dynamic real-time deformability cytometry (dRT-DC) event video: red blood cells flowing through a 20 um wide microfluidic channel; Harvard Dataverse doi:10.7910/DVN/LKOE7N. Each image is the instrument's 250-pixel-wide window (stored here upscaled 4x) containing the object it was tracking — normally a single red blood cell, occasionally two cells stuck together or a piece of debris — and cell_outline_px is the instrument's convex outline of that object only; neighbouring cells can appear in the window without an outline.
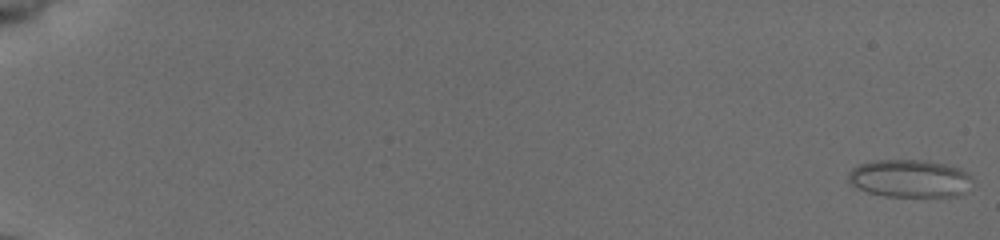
{"species": "common noctule bat (a hibernating species)", "species_latin": "Nyctalus noctula", "temperature_condition": "cold", "stored_images_in_passage": 56, "camera_frame_rate_fps": 3000, "um_per_image_px": 0.085, "animal": {"sex": "female", "body_mass_g": 19.5, "forearm_length_mm": 54.1}, "frame": {"image": 1, "passage_image": 1, "time_ms": 0.0, "image_size_px": [1000, 240], "cell_outline_px": [[972, 176], [960, 192], [956, 196], [884, 196], [868, 192], [852, 184], [848, 180], [848, 172], [852, 168], [860, 164], [876, 160], [928, 160], [960, 168]], "centroid_in_image_um": [77.25, 15.15], "position_along_channel_um": 7.7, "area_um2": 26.76}}
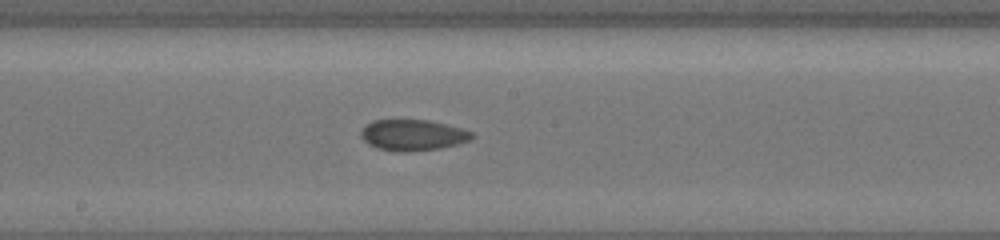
{"frame": {"image": 2, "passage_image": 33, "time_ms": 10.667, "image_size_px": [1000, 240], "cell_outline_px": [[476, 136], [468, 140], [456, 144], [440, 148], [408, 152], [396, 152], [376, 148], [368, 144], [360, 136], [360, 132], [372, 120], [428, 120], [460, 128], [472, 132]], "centroid_in_image_um": [35.06, 11.49], "position_along_channel_um": 213.1, "area_um2": 19.94}}
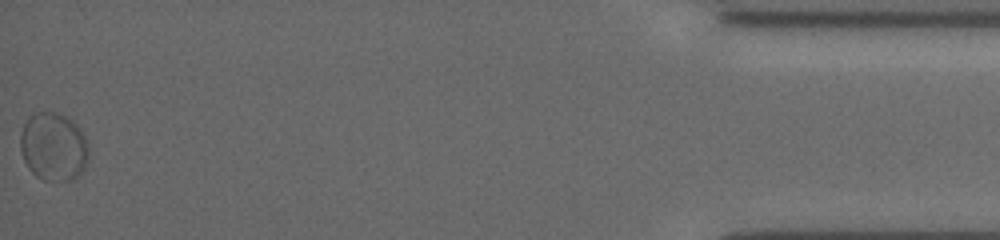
{"frame": {"image": 3, "passage_image": 56, "time_ms": 18.333, "image_size_px": [1000, 240], "cell_outline_px": [[88, 160], [84, 168], [72, 180], [44, 180], [36, 176], [28, 168], [24, 160], [20, 148], [20, 132], [24, 124], [36, 112], [56, 112], [72, 120], [84, 132], [88, 144]], "centroid_in_image_um": [4.56, 12.46], "position_along_channel_um": 430.6, "area_um2": 27.22}, "authors_computed_cell_mechanics": {"area_um2": 20.4901, "velocity_mm_per_s": 3.8425, "shape_relaxation_time_tau1_ms": null, "shape_relaxation_time_tau2_ms": 1.1136, "deformation_change_tau1": null, "deformation_change_tau2": 0.0404}}